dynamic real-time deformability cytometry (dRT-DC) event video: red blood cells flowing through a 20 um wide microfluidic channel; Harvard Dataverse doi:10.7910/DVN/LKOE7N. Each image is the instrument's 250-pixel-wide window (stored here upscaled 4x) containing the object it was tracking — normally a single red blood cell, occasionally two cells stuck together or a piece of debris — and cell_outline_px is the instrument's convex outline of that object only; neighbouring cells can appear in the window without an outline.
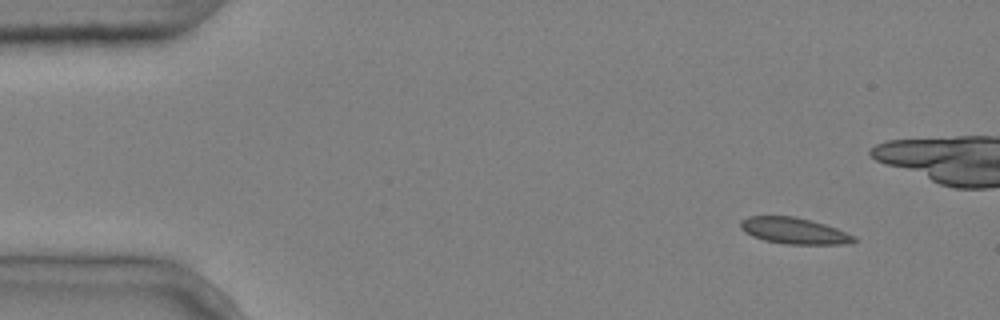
{"species": "common noctule bat (a hibernating species)", "species_latin": "Nyctalus noctula", "temperature_condition": "cold", "stored_images_in_passage": 6, "camera_frame_rate_fps": 3000, "um_per_image_px": 0.085, "animal": {"sex": "male", "body_mass_g": 20.4}, "frame": {"image": 1, "passage_image": 1, "time_ms": 0.0, "image_size_px": [1000, 320], "cell_outline_px": [[856, 240], [848, 244], [784, 244], [764, 240], [752, 236], [744, 232], [740, 228], [740, 220], [748, 216], [792, 216], [824, 224], [836, 228], [856, 236]], "centroid_in_image_um": [67.47, 19.62], "position_along_channel_um": 17.5, "area_um2": 17.34}}